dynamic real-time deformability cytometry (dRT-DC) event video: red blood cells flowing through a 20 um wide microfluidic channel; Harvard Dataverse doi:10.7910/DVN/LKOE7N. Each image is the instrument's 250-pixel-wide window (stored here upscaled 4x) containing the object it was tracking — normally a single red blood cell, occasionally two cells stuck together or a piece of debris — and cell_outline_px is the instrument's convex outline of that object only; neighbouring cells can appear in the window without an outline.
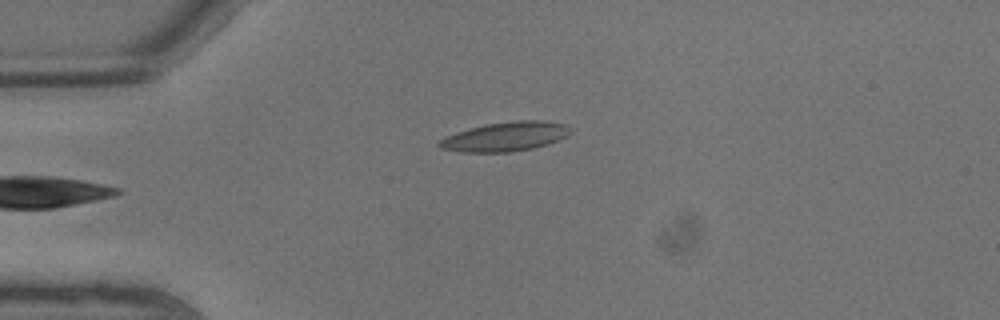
{"species": "common noctule bat (a hibernating species)", "species_latin": "Nyctalus noctula", "temperature_condition": "warm", "stored_images_in_passage": 3, "camera_frame_rate_fps": 3000, "um_per_image_px": 0.085, "animal": {"sex": "male", "body_mass_g": 13.3}, "frame": {"image": 1, "passage_image": 2, "time_ms": 0.333, "image_size_px": [1000, 320], "cell_outline_px": [[572, 132], [568, 136], [548, 144], [532, 148], [512, 152], [464, 152], [440, 148], [436, 144], [440, 140], [456, 132], [484, 124], [516, 120], [544, 120], [568, 124], [572, 128]], "centroid_in_image_um": [43.02, 11.6], "position_along_channel_um": 42.0, "area_um2": 22.6}}